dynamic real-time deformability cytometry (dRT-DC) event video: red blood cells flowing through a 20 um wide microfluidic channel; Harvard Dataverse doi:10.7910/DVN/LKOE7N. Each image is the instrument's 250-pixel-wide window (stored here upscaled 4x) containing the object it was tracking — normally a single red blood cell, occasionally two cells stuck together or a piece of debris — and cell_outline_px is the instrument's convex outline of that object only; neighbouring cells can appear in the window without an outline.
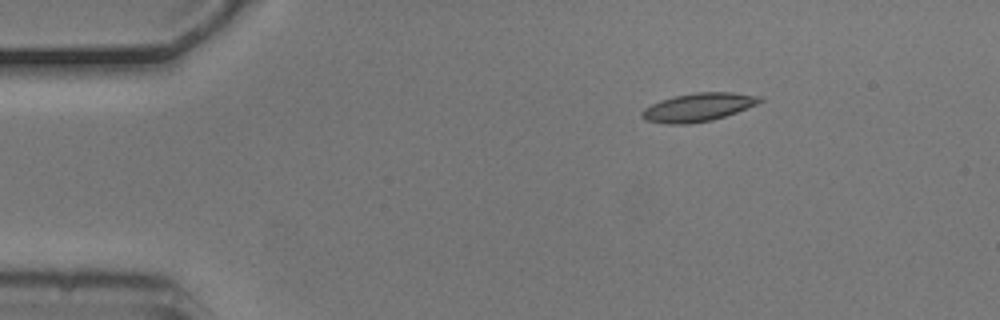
{"species": "common noctule bat (a hibernating species)", "species_latin": "Nyctalus noctula", "temperature_condition": "cold", "stored_images_in_passage": 4, "camera_frame_rate_fps": 3000, "um_per_image_px": 0.085, "animal": {"sex": "male", "body_mass_g": 20.5, "forearm_length_mm": 52.5}, "frame": {"image": 1, "passage_image": 1, "time_ms": 0.0, "image_size_px": [1000, 320], "cell_outline_px": [[764, 100], [756, 104], [736, 112], [712, 120], [688, 124], [664, 124], [644, 120], [640, 116], [640, 112], [644, 108], [660, 100], [676, 96], [696, 92], [732, 92], [764, 96]], "centroid_in_image_um": [59.33, 9.11], "position_along_channel_um": 25.7, "area_um2": 19.54}}
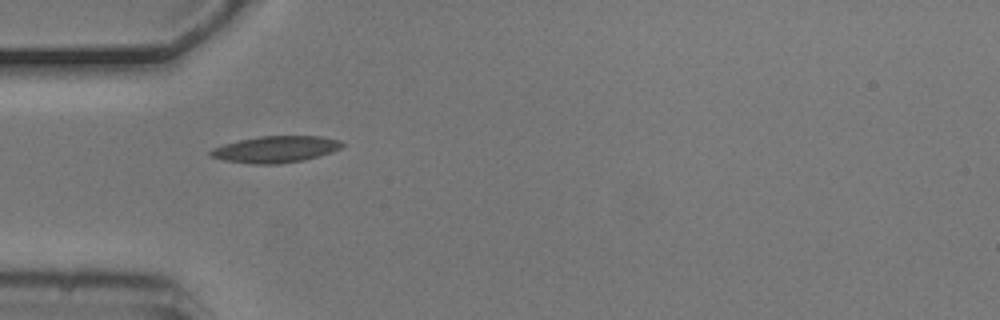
{"frame": {"image": 2, "passage_image": 3, "time_ms": 0.667, "image_size_px": [1000, 320], "cell_outline_px": [[344, 144], [340, 148], [332, 152], [320, 156], [304, 160], [280, 164], [248, 164], [224, 160], [208, 156], [208, 152], [212, 148], [224, 144], [240, 140], [260, 136], [320, 136], [340, 140]], "centroid_in_image_um": [23.41, 12.7], "position_along_channel_um": 61.6, "area_um2": 20.52}}
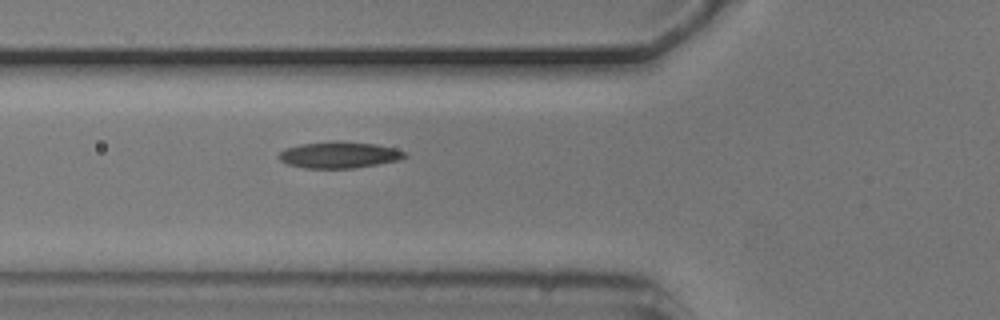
{"frame": {"image": 3, "passage_image": 4, "time_ms": 1.0, "image_size_px": [1000, 320], "cell_outline_px": [[408, 156], [400, 160], [356, 168], [304, 168], [288, 164], [280, 160], [276, 156], [284, 148], [300, 144], [336, 140], [340, 140], [376, 144], [396, 148], [408, 152]], "centroid_in_image_um": [28.86, 13.15], "position_along_channel_um": 96.9, "area_um2": 19.83}}